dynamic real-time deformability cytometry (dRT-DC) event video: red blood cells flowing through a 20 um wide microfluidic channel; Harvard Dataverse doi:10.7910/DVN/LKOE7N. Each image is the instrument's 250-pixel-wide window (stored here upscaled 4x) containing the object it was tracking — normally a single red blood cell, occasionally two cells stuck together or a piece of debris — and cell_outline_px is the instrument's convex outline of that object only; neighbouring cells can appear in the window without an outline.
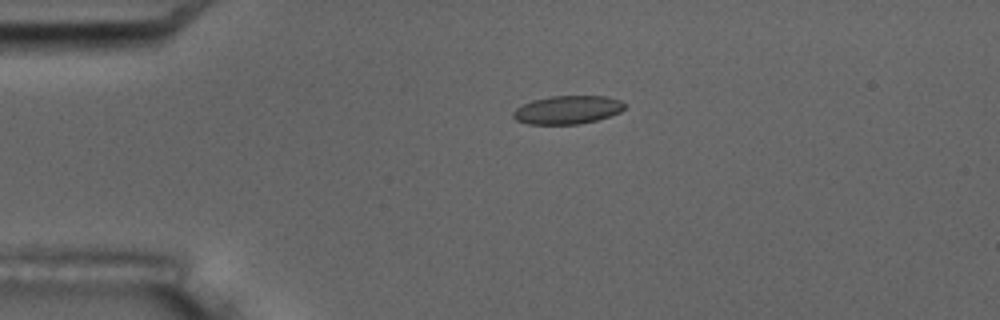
{"species": "common noctule bat (a hibernating species)", "species_latin": "Nyctalus noctula", "temperature_condition": "room temperature", "stored_images_in_passage": 5, "camera_frame_rate_fps": 3000, "um_per_image_px": 0.085, "animal": {"sex": "male", "body_mass_g": 17.5, "forearm_length_mm": 52.3}, "frame": {"image": 1, "passage_image": 4, "time_ms": 4.0, "image_size_px": [1000, 320], "cell_outline_px": [[628, 104], [620, 112], [596, 120], [580, 124], [528, 124], [516, 120], [512, 116], [512, 112], [516, 108], [532, 100], [552, 96], [608, 96], [620, 100]], "centroid_in_image_um": [48.25, 9.33], "position_along_channel_um": 36.8, "area_um2": 18.44}}